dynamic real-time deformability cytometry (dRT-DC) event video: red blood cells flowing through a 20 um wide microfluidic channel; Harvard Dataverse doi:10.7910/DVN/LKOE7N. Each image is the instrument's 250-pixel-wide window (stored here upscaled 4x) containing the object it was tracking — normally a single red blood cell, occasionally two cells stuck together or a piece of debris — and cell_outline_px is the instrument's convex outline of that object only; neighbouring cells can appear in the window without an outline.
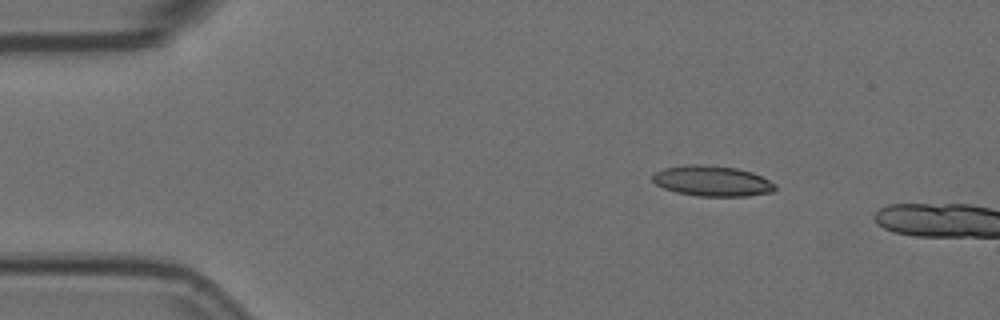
{"species": "Egyptian fruit bat (a non-hibernating species)", "species_latin": "Rousettus aegyptiacus", "temperature_condition": "room temperature", "stored_images_in_passage": 4, "camera_frame_rate_fps": 3000, "um_per_image_px": 0.085, "animal": {"sex": "female"}, "frame": {"image": 1, "passage_image": 1, "time_ms": 0.0, "image_size_px": [1000, 320], "cell_outline_px": [[776, 188], [772, 192], [748, 196], [696, 196], [676, 192], [664, 188], [656, 184], [652, 180], [652, 176], [656, 172], [664, 168], [688, 164], [700, 164], [736, 168], [752, 172], [776, 184]], "centroid_in_image_um": [60.53, 15.39], "position_along_channel_um": 24.5, "area_um2": 21.73}}